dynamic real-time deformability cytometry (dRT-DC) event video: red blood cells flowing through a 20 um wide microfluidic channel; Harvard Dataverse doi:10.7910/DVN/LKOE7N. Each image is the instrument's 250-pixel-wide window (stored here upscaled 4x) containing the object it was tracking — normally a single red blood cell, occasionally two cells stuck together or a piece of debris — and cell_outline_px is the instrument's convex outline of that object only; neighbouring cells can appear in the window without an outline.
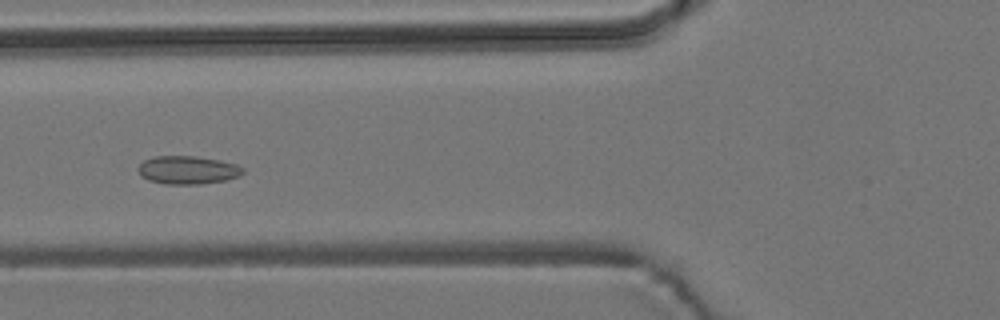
{"species": "common noctule bat (a hibernating species)", "species_latin": "Nyctalus noctula", "temperature_condition": "room temperature", "stored_images_in_passage": 7, "camera_frame_rate_fps": 3000, "um_per_image_px": 0.085, "animal": {"sex": "male", "body_mass_g": 19.2, "forearm_length_mm": 51.8}, "frame": {"image": 1, "passage_image": 6, "time_ms": 6.0, "image_size_px": [1000, 320], "cell_outline_px": [[244, 172], [240, 176], [228, 180], [200, 184], [164, 184], [148, 180], [140, 176], [136, 168], [144, 160], [156, 156], [196, 156], [220, 160], [236, 164], [244, 168]], "centroid_in_image_um": [15.95, 14.45], "position_along_channel_um": 109.8, "area_um2": 17.46}}
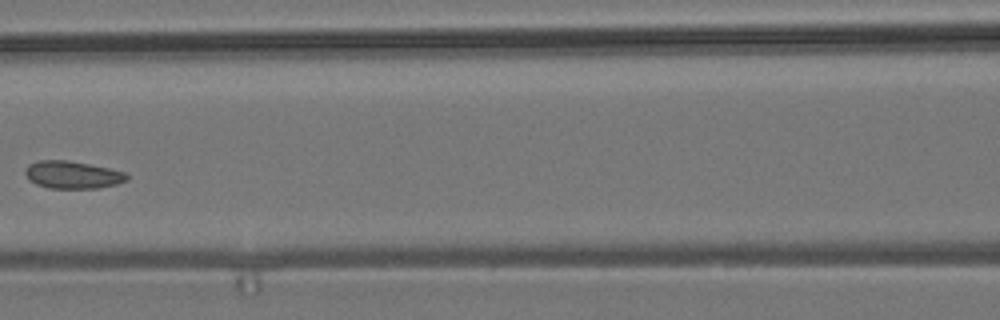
{"frame": {"image": 2, "passage_image": 7, "time_ms": 7.333, "image_size_px": [1000, 320], "cell_outline_px": [[128, 180], [116, 184], [100, 188], [48, 188], [36, 184], [28, 180], [24, 172], [28, 164], [40, 160], [68, 160], [108, 168], [124, 172], [128, 176]], "centroid_in_image_um": [6.13, 14.86], "position_along_channel_um": 160.5, "area_um2": 16.3}}